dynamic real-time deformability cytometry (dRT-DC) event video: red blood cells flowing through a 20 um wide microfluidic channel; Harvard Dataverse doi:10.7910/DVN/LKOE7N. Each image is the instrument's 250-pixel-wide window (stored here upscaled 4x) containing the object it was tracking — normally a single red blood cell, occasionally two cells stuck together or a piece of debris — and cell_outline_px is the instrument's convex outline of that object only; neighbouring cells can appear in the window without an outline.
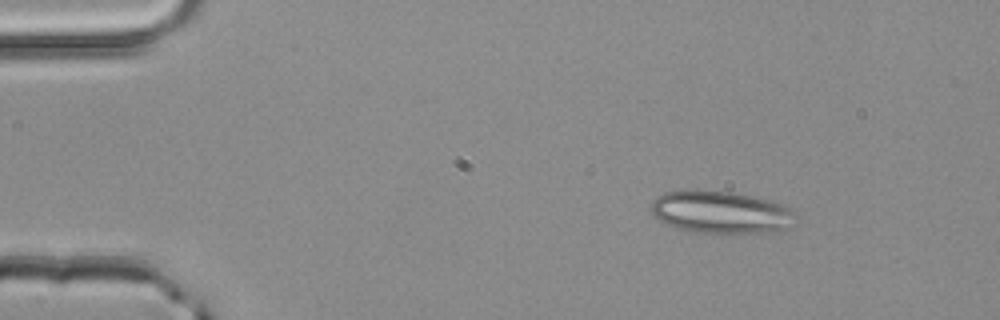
{"species": "common noctule bat (a hibernating species)", "species_latin": "Nyctalus noctula", "temperature_condition": "room temperature", "stored_images_in_passage": 43, "camera_frame_rate_fps": 3000, "um_per_image_px": 0.085, "animal": {"sex": "male", "body_mass_g": 20.4}, "frame": {"image": 1, "passage_image": 1, "time_ms": 0.0, "image_size_px": [1000, 320], "cell_outline_px": [[796, 212], [792, 228], [772, 232], [688, 232], [664, 224], [652, 212], [652, 200], [664, 192], [692, 188], [700, 188], [736, 192], [772, 200], [784, 204], [792, 208]], "centroid_in_image_um": [61.3, 18.0], "position_along_channel_um": 23.7, "area_um2": 36.65}}
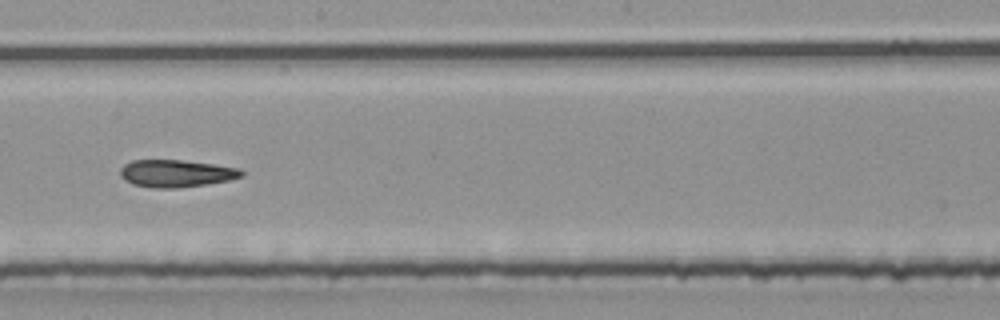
{"frame": {"image": 2, "passage_image": 22, "time_ms": 7.0, "image_size_px": [1000, 320], "cell_outline_px": [[244, 176], [228, 180], [208, 184], [176, 188], [152, 188], [132, 184], [124, 180], [120, 176], [120, 168], [124, 164], [132, 160], [180, 160], [212, 164], [240, 168], [244, 172]], "centroid_in_image_um": [14.95, 14.74], "position_along_channel_um": 233.2, "area_um2": 19.42}}
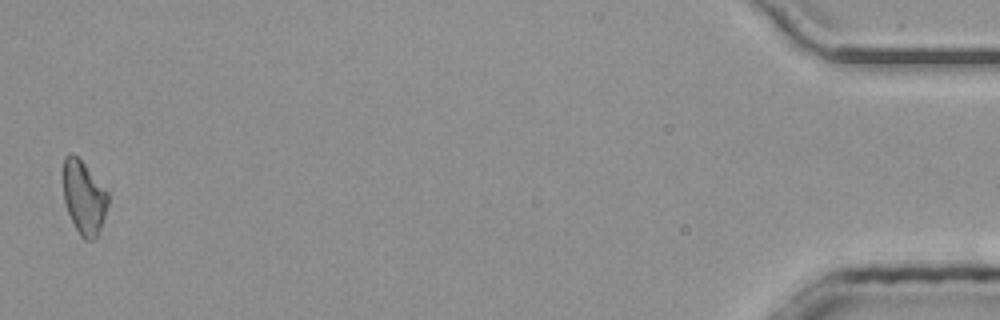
{"frame": {"image": 3, "passage_image": 43, "time_ms": 14.0, "image_size_px": [1000, 320], "cell_outline_px": [[108, 204], [96, 240], [84, 240], [80, 236], [68, 212], [64, 200], [64, 156], [68, 152], [72, 152], [84, 164], [108, 192]], "centroid_in_image_um": [7.13, 16.8], "position_along_channel_um": 428.1, "area_um2": 18.9}, "authors_computed_cell_mechanics": {"area_um2": 19.652, "velocity_mm_per_s": 4.191, "shape_relaxation_time_tau1_ms": null, "shape_relaxation_time_tau2_ms": 3.8655, "deformation_change_tau1": null, "deformation_change_tau2": 0.1306}}